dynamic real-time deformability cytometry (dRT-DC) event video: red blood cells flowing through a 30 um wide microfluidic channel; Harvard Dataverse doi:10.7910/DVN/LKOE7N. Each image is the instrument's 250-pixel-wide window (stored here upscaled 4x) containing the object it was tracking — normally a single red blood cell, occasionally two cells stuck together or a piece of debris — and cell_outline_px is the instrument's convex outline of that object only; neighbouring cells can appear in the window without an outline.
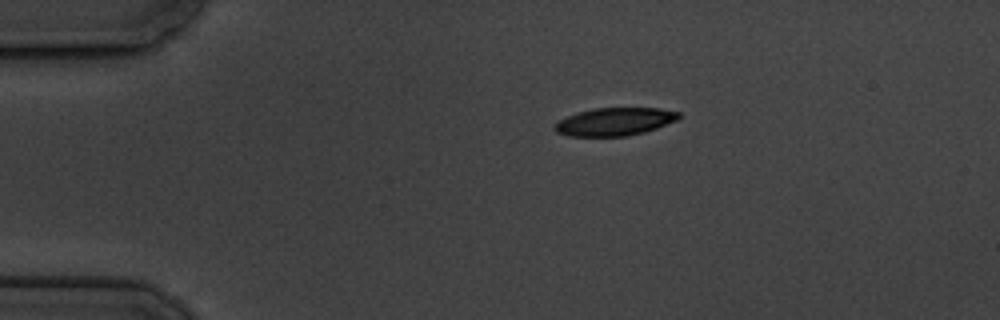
{"species": "common noctule bat (a hibernating species)", "species_latin": "Nyctalus noctula", "temperature_condition": "cold", "stored_images_in_passage": 3, "camera_frame_rate_fps": 3000, "um_per_image_px": 0.085, "animal": {"sex": "male", "body_mass_g": 19.5, "forearm_length_mm": 54.6}, "frame": {"image": 1, "passage_image": 1, "time_ms": 0.0, "image_size_px": [1000, 320], "cell_outline_px": [[680, 116], [676, 120], [656, 128], [644, 132], [628, 136], [568, 136], [556, 132], [552, 128], [560, 120], [576, 112], [596, 108], [660, 108], [680, 112]], "centroid_in_image_um": [52.24, 10.34], "position_along_channel_um": 32.8, "area_um2": 20.11}}
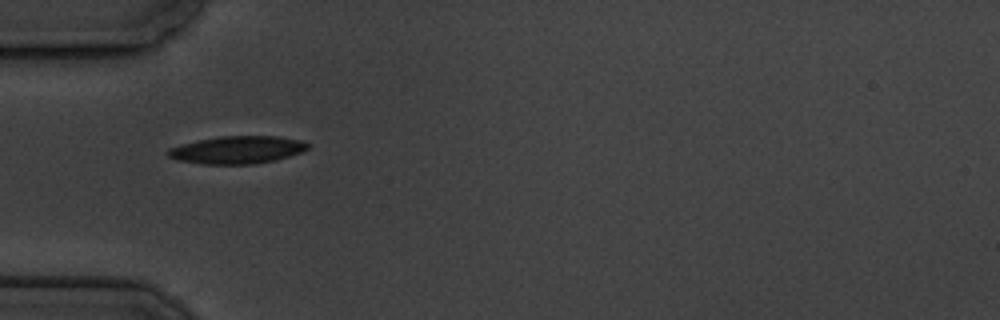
{"frame": {"image": 2, "passage_image": 2, "time_ms": 2.333, "image_size_px": [1000, 320], "cell_outline_px": [[308, 148], [300, 152], [276, 160], [252, 164], [204, 164], [176, 160], [168, 156], [164, 152], [168, 148], [180, 144], [196, 140], [220, 136], [280, 136], [304, 140], [308, 144]], "centroid_in_image_um": [20.12, 12.73], "position_along_channel_um": 64.9, "area_um2": 22.72}}